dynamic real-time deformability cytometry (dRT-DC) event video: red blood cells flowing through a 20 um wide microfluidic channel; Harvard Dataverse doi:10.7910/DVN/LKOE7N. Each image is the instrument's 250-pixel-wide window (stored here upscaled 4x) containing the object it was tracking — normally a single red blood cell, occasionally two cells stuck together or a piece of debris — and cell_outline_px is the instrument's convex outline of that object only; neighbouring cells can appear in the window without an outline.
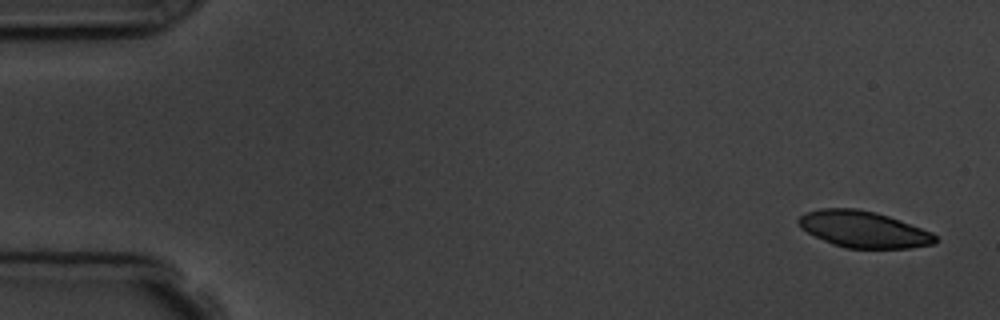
{"species": "common noctule bat (a hibernating species)", "species_latin": "Nyctalus noctula", "temperature_condition": "room temperature", "stored_images_in_passage": 6, "camera_frame_rate_fps": 3000, "um_per_image_px": 0.085, "animal": {"sex": "male", "body_mass_g": 19.5, "forearm_length_mm": 54.6}, "frame": {"image": 1, "passage_image": 1, "time_ms": 0.0, "image_size_px": [1000, 320], "cell_outline_px": [[940, 240], [936, 244], [912, 248], [844, 248], [832, 244], [800, 228], [796, 220], [800, 216], [808, 212], [820, 208], [856, 208], [876, 212], [888, 216], [932, 232]], "centroid_in_image_um": [73.42, 19.5], "position_along_channel_um": 11.6, "area_um2": 29.13}}